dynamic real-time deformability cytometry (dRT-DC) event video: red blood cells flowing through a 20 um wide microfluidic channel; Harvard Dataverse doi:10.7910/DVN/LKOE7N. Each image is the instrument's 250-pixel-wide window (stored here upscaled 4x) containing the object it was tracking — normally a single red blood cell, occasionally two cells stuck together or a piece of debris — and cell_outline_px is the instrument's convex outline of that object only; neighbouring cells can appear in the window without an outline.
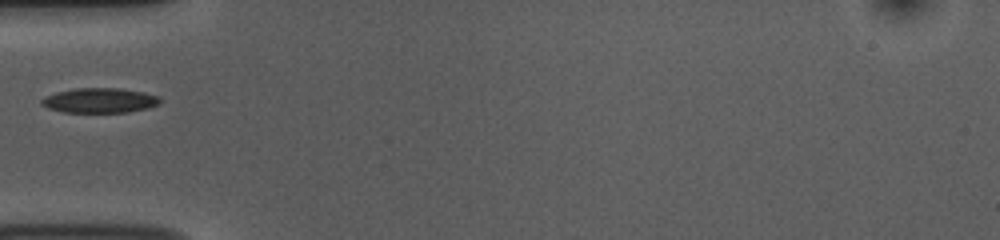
{"species": "common noctule bat (a hibernating species)", "species_latin": "Nyctalus noctula", "temperature_condition": "room temperature", "stored_images_in_passage": 35, "camera_frame_rate_fps": 3000, "um_per_image_px": 0.085, "animal": {"sex": "female", "body_mass_g": 10.0, "forearm_length_mm": 53.1}, "frame": {"image": 1, "passage_image": 1, "time_ms": 0.0, "image_size_px": [1000, 240], "cell_outline_px": [[160, 104], [148, 108], [128, 112], [64, 112], [48, 108], [40, 104], [40, 100], [44, 96], [56, 92], [76, 88], [120, 88], [144, 92], [160, 96]], "centroid_in_image_um": [8.47, 8.53], "position_along_channel_um": 76.5, "area_um2": 17.28}}
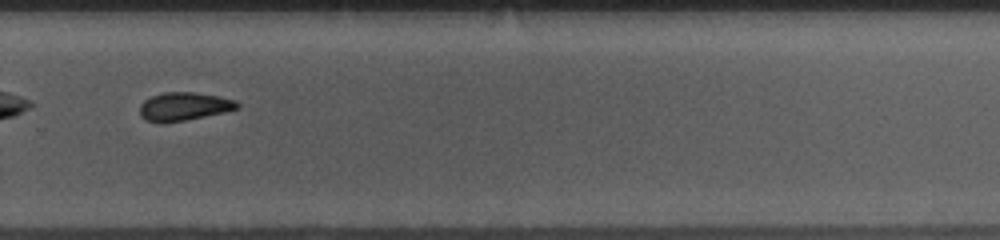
{"frame": {"image": 2, "passage_image": 20, "time_ms": 6.333, "image_size_px": [1000, 240], "cell_outline_px": [[240, 108], [224, 112], [184, 120], [144, 120], [140, 116], [140, 104], [144, 100], [152, 96], [164, 92], [192, 92], [216, 96], [236, 100], [240, 104]], "centroid_in_image_um": [15.67, 9.01], "position_along_channel_um": 314.1, "area_um2": 15.55}}